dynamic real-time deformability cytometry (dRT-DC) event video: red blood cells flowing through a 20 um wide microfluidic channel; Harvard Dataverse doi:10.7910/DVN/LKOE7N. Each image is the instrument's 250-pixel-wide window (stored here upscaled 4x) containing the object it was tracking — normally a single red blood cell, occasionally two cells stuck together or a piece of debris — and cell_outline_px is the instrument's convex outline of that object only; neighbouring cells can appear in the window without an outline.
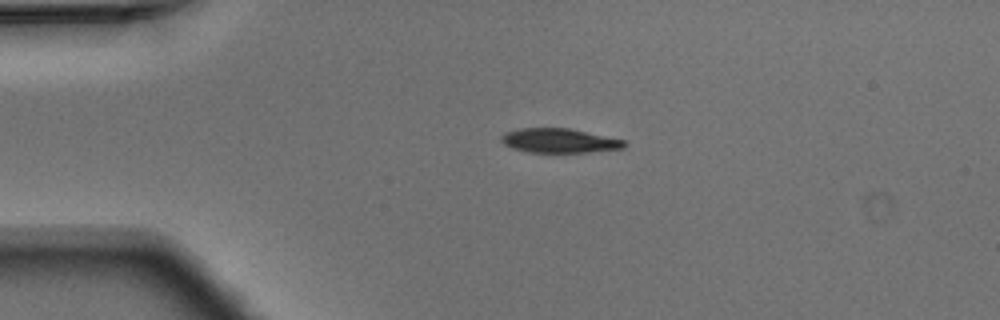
{"species": "Egyptian fruit bat (a non-hibernating species)", "species_latin": "Rousettus aegyptiacus", "temperature_condition": "warm", "stored_images_in_passage": 2, "camera_frame_rate_fps": 3000, "um_per_image_px": 0.085, "animal": {"sex": "male"}, "frame": {"image": 1, "passage_image": 1, "time_ms": 0.0, "image_size_px": [1000, 320], "cell_outline_px": [[628, 144], [624, 148], [588, 152], [528, 152], [512, 148], [504, 144], [500, 140], [500, 136], [504, 132], [520, 128], [568, 128], [624, 140]], "centroid_in_image_um": [47.5, 11.95], "position_along_channel_um": 37.5, "area_um2": 17.4}}